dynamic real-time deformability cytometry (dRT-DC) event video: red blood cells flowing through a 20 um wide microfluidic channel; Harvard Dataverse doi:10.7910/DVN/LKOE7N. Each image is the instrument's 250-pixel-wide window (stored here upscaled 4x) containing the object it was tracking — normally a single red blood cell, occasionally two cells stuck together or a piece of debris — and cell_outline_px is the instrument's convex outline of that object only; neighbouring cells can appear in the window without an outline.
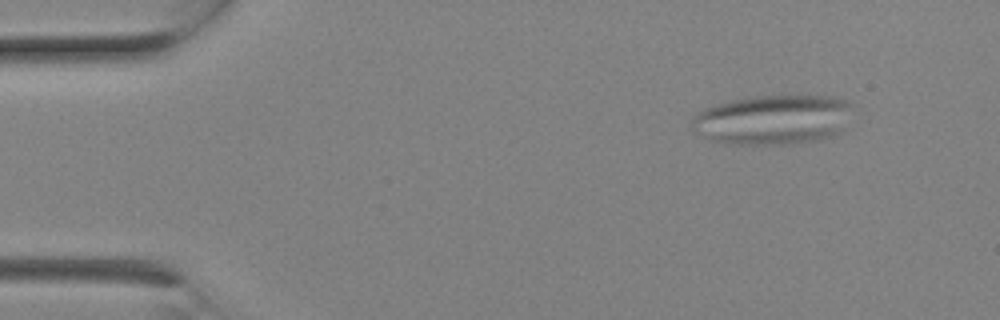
{"species": "Egyptian fruit bat (a non-hibernating species)", "species_latin": "Rousettus aegyptiacus", "temperature_condition": "room temperature", "stored_images_in_passage": 8, "camera_frame_rate_fps": 3000, "um_per_image_px": 0.085, "animal": {"sex": "female"}, "frame": {"image": 1, "passage_image": 3, "time_ms": 0.667, "image_size_px": [1000, 320], "cell_outline_px": [[852, 104], [836, 136], [816, 140], [788, 144], [732, 144], [712, 140], [692, 132], [692, 120], [704, 108], [732, 100], [756, 96], [832, 96], [848, 100]], "centroid_in_image_um": [65.66, 10.18], "position_along_channel_um": 19.3, "area_um2": 46.07}}